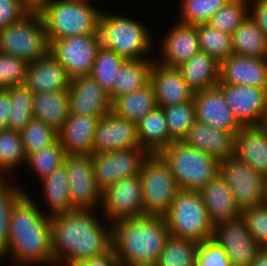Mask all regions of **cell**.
I'll return each instance as SVG.
<instances>
[{
    "instance_id": "obj_25",
    "label": "cell",
    "mask_w": 267,
    "mask_h": 266,
    "mask_svg": "<svg viewBox=\"0 0 267 266\" xmlns=\"http://www.w3.org/2000/svg\"><path fill=\"white\" fill-rule=\"evenodd\" d=\"M186 145L203 151L218 162L234 156V135L195 122L182 140Z\"/></svg>"
},
{
    "instance_id": "obj_35",
    "label": "cell",
    "mask_w": 267,
    "mask_h": 266,
    "mask_svg": "<svg viewBox=\"0 0 267 266\" xmlns=\"http://www.w3.org/2000/svg\"><path fill=\"white\" fill-rule=\"evenodd\" d=\"M231 43L233 54L267 58V37L250 16L233 32Z\"/></svg>"
},
{
    "instance_id": "obj_33",
    "label": "cell",
    "mask_w": 267,
    "mask_h": 266,
    "mask_svg": "<svg viewBox=\"0 0 267 266\" xmlns=\"http://www.w3.org/2000/svg\"><path fill=\"white\" fill-rule=\"evenodd\" d=\"M155 90L149 83L144 88L116 98L111 103V112L136 124L157 108Z\"/></svg>"
},
{
    "instance_id": "obj_8",
    "label": "cell",
    "mask_w": 267,
    "mask_h": 266,
    "mask_svg": "<svg viewBox=\"0 0 267 266\" xmlns=\"http://www.w3.org/2000/svg\"><path fill=\"white\" fill-rule=\"evenodd\" d=\"M144 216L164 217L179 191L169 165L159 154H148L140 170Z\"/></svg>"
},
{
    "instance_id": "obj_16",
    "label": "cell",
    "mask_w": 267,
    "mask_h": 266,
    "mask_svg": "<svg viewBox=\"0 0 267 266\" xmlns=\"http://www.w3.org/2000/svg\"><path fill=\"white\" fill-rule=\"evenodd\" d=\"M233 117L242 127L262 126L267 113V89L217 83Z\"/></svg>"
},
{
    "instance_id": "obj_20",
    "label": "cell",
    "mask_w": 267,
    "mask_h": 266,
    "mask_svg": "<svg viewBox=\"0 0 267 266\" xmlns=\"http://www.w3.org/2000/svg\"><path fill=\"white\" fill-rule=\"evenodd\" d=\"M70 113L104 116L111 112V100L91 75L71 79L69 88Z\"/></svg>"
},
{
    "instance_id": "obj_27",
    "label": "cell",
    "mask_w": 267,
    "mask_h": 266,
    "mask_svg": "<svg viewBox=\"0 0 267 266\" xmlns=\"http://www.w3.org/2000/svg\"><path fill=\"white\" fill-rule=\"evenodd\" d=\"M199 193L214 225L241 216L242 211L236 204L231 189L219 173Z\"/></svg>"
},
{
    "instance_id": "obj_11",
    "label": "cell",
    "mask_w": 267,
    "mask_h": 266,
    "mask_svg": "<svg viewBox=\"0 0 267 266\" xmlns=\"http://www.w3.org/2000/svg\"><path fill=\"white\" fill-rule=\"evenodd\" d=\"M100 215L111 225L144 216L140 174L117 181L102 193Z\"/></svg>"
},
{
    "instance_id": "obj_28",
    "label": "cell",
    "mask_w": 267,
    "mask_h": 266,
    "mask_svg": "<svg viewBox=\"0 0 267 266\" xmlns=\"http://www.w3.org/2000/svg\"><path fill=\"white\" fill-rule=\"evenodd\" d=\"M38 184H41L39 187H42L39 189L41 190L40 194L37 195L42 193L40 199L44 203L41 202L40 204L38 198L34 200L37 201L38 206L47 216L54 217L75 209L70 201L65 161ZM42 204L45 205L41 208Z\"/></svg>"
},
{
    "instance_id": "obj_50",
    "label": "cell",
    "mask_w": 267,
    "mask_h": 266,
    "mask_svg": "<svg viewBox=\"0 0 267 266\" xmlns=\"http://www.w3.org/2000/svg\"><path fill=\"white\" fill-rule=\"evenodd\" d=\"M249 16L267 37V0H249Z\"/></svg>"
},
{
    "instance_id": "obj_42",
    "label": "cell",
    "mask_w": 267,
    "mask_h": 266,
    "mask_svg": "<svg viewBox=\"0 0 267 266\" xmlns=\"http://www.w3.org/2000/svg\"><path fill=\"white\" fill-rule=\"evenodd\" d=\"M229 0H178L177 21L187 25L209 22L211 16Z\"/></svg>"
},
{
    "instance_id": "obj_12",
    "label": "cell",
    "mask_w": 267,
    "mask_h": 266,
    "mask_svg": "<svg viewBox=\"0 0 267 266\" xmlns=\"http://www.w3.org/2000/svg\"><path fill=\"white\" fill-rule=\"evenodd\" d=\"M100 47L99 35H78L51 40L49 53L58 60L72 79L91 74Z\"/></svg>"
},
{
    "instance_id": "obj_19",
    "label": "cell",
    "mask_w": 267,
    "mask_h": 266,
    "mask_svg": "<svg viewBox=\"0 0 267 266\" xmlns=\"http://www.w3.org/2000/svg\"><path fill=\"white\" fill-rule=\"evenodd\" d=\"M196 121L234 136L243 128L233 117L222 92L215 86L194 92Z\"/></svg>"
},
{
    "instance_id": "obj_47",
    "label": "cell",
    "mask_w": 267,
    "mask_h": 266,
    "mask_svg": "<svg viewBox=\"0 0 267 266\" xmlns=\"http://www.w3.org/2000/svg\"><path fill=\"white\" fill-rule=\"evenodd\" d=\"M27 67L23 59L0 52V89L24 84Z\"/></svg>"
},
{
    "instance_id": "obj_38",
    "label": "cell",
    "mask_w": 267,
    "mask_h": 266,
    "mask_svg": "<svg viewBox=\"0 0 267 266\" xmlns=\"http://www.w3.org/2000/svg\"><path fill=\"white\" fill-rule=\"evenodd\" d=\"M65 155L64 148L57 140L54 144L27 155L24 169L29 170L28 173L31 171L29 174L39 183L63 164Z\"/></svg>"
},
{
    "instance_id": "obj_37",
    "label": "cell",
    "mask_w": 267,
    "mask_h": 266,
    "mask_svg": "<svg viewBox=\"0 0 267 266\" xmlns=\"http://www.w3.org/2000/svg\"><path fill=\"white\" fill-rule=\"evenodd\" d=\"M199 243L169 235L165 241L157 266H195Z\"/></svg>"
},
{
    "instance_id": "obj_15",
    "label": "cell",
    "mask_w": 267,
    "mask_h": 266,
    "mask_svg": "<svg viewBox=\"0 0 267 266\" xmlns=\"http://www.w3.org/2000/svg\"><path fill=\"white\" fill-rule=\"evenodd\" d=\"M69 196L75 209L99 210L102 192L96 184L91 156L65 155Z\"/></svg>"
},
{
    "instance_id": "obj_14",
    "label": "cell",
    "mask_w": 267,
    "mask_h": 266,
    "mask_svg": "<svg viewBox=\"0 0 267 266\" xmlns=\"http://www.w3.org/2000/svg\"><path fill=\"white\" fill-rule=\"evenodd\" d=\"M212 239L225 250L232 266H250L261 252L242 216L215 224Z\"/></svg>"
},
{
    "instance_id": "obj_5",
    "label": "cell",
    "mask_w": 267,
    "mask_h": 266,
    "mask_svg": "<svg viewBox=\"0 0 267 266\" xmlns=\"http://www.w3.org/2000/svg\"><path fill=\"white\" fill-rule=\"evenodd\" d=\"M94 1L52 0L40 13L49 42L70 36L99 35L103 8Z\"/></svg>"
},
{
    "instance_id": "obj_17",
    "label": "cell",
    "mask_w": 267,
    "mask_h": 266,
    "mask_svg": "<svg viewBox=\"0 0 267 266\" xmlns=\"http://www.w3.org/2000/svg\"><path fill=\"white\" fill-rule=\"evenodd\" d=\"M174 21L168 30H164L165 34L155 40L159 46L157 48L155 45V50L158 49L155 60L164 66L178 68L200 49L196 25L180 23L176 19Z\"/></svg>"
},
{
    "instance_id": "obj_46",
    "label": "cell",
    "mask_w": 267,
    "mask_h": 266,
    "mask_svg": "<svg viewBox=\"0 0 267 266\" xmlns=\"http://www.w3.org/2000/svg\"><path fill=\"white\" fill-rule=\"evenodd\" d=\"M250 234L257 241L261 251H267V203L242 210Z\"/></svg>"
},
{
    "instance_id": "obj_6",
    "label": "cell",
    "mask_w": 267,
    "mask_h": 266,
    "mask_svg": "<svg viewBox=\"0 0 267 266\" xmlns=\"http://www.w3.org/2000/svg\"><path fill=\"white\" fill-rule=\"evenodd\" d=\"M159 155L169 165L179 190L200 191L219 172V162L183 141H174Z\"/></svg>"
},
{
    "instance_id": "obj_43",
    "label": "cell",
    "mask_w": 267,
    "mask_h": 266,
    "mask_svg": "<svg viewBox=\"0 0 267 266\" xmlns=\"http://www.w3.org/2000/svg\"><path fill=\"white\" fill-rule=\"evenodd\" d=\"M123 61V58L110 49L100 47L97 51L90 75L109 95L113 92V83L116 81L118 68Z\"/></svg>"
},
{
    "instance_id": "obj_45",
    "label": "cell",
    "mask_w": 267,
    "mask_h": 266,
    "mask_svg": "<svg viewBox=\"0 0 267 266\" xmlns=\"http://www.w3.org/2000/svg\"><path fill=\"white\" fill-rule=\"evenodd\" d=\"M20 134L26 156L40 151L58 140L56 130L34 118L20 131Z\"/></svg>"
},
{
    "instance_id": "obj_31",
    "label": "cell",
    "mask_w": 267,
    "mask_h": 266,
    "mask_svg": "<svg viewBox=\"0 0 267 266\" xmlns=\"http://www.w3.org/2000/svg\"><path fill=\"white\" fill-rule=\"evenodd\" d=\"M155 58L124 60L117 71L111 103L118 97L140 90L150 83V72Z\"/></svg>"
},
{
    "instance_id": "obj_13",
    "label": "cell",
    "mask_w": 267,
    "mask_h": 266,
    "mask_svg": "<svg viewBox=\"0 0 267 266\" xmlns=\"http://www.w3.org/2000/svg\"><path fill=\"white\" fill-rule=\"evenodd\" d=\"M147 156L148 153L142 148L92 154L98 189L103 193L117 181L139 175L142 162Z\"/></svg>"
},
{
    "instance_id": "obj_53",
    "label": "cell",
    "mask_w": 267,
    "mask_h": 266,
    "mask_svg": "<svg viewBox=\"0 0 267 266\" xmlns=\"http://www.w3.org/2000/svg\"><path fill=\"white\" fill-rule=\"evenodd\" d=\"M52 0H19L28 14H40Z\"/></svg>"
},
{
    "instance_id": "obj_49",
    "label": "cell",
    "mask_w": 267,
    "mask_h": 266,
    "mask_svg": "<svg viewBox=\"0 0 267 266\" xmlns=\"http://www.w3.org/2000/svg\"><path fill=\"white\" fill-rule=\"evenodd\" d=\"M27 14L19 0H0V29L19 22Z\"/></svg>"
},
{
    "instance_id": "obj_24",
    "label": "cell",
    "mask_w": 267,
    "mask_h": 266,
    "mask_svg": "<svg viewBox=\"0 0 267 266\" xmlns=\"http://www.w3.org/2000/svg\"><path fill=\"white\" fill-rule=\"evenodd\" d=\"M102 117L70 113L58 131V140L66 155H92L95 131Z\"/></svg>"
},
{
    "instance_id": "obj_54",
    "label": "cell",
    "mask_w": 267,
    "mask_h": 266,
    "mask_svg": "<svg viewBox=\"0 0 267 266\" xmlns=\"http://www.w3.org/2000/svg\"><path fill=\"white\" fill-rule=\"evenodd\" d=\"M250 266H267V251H261Z\"/></svg>"
},
{
    "instance_id": "obj_2",
    "label": "cell",
    "mask_w": 267,
    "mask_h": 266,
    "mask_svg": "<svg viewBox=\"0 0 267 266\" xmlns=\"http://www.w3.org/2000/svg\"><path fill=\"white\" fill-rule=\"evenodd\" d=\"M27 192L12 210L9 246L0 257V263L9 266H54L51 217L40 209L29 188Z\"/></svg>"
},
{
    "instance_id": "obj_4",
    "label": "cell",
    "mask_w": 267,
    "mask_h": 266,
    "mask_svg": "<svg viewBox=\"0 0 267 266\" xmlns=\"http://www.w3.org/2000/svg\"><path fill=\"white\" fill-rule=\"evenodd\" d=\"M104 8L105 6L101 13L98 30L101 47L116 52L124 60L155 58L156 35L146 25L148 23H143L146 21L137 18L138 15H136V20L133 15L128 16L122 11L118 13Z\"/></svg>"
},
{
    "instance_id": "obj_3",
    "label": "cell",
    "mask_w": 267,
    "mask_h": 266,
    "mask_svg": "<svg viewBox=\"0 0 267 266\" xmlns=\"http://www.w3.org/2000/svg\"><path fill=\"white\" fill-rule=\"evenodd\" d=\"M169 235L164 217L143 216L112 224L113 250L120 266L156 264Z\"/></svg>"
},
{
    "instance_id": "obj_55",
    "label": "cell",
    "mask_w": 267,
    "mask_h": 266,
    "mask_svg": "<svg viewBox=\"0 0 267 266\" xmlns=\"http://www.w3.org/2000/svg\"><path fill=\"white\" fill-rule=\"evenodd\" d=\"M126 266H157V265L154 263H141V264L126 265Z\"/></svg>"
},
{
    "instance_id": "obj_39",
    "label": "cell",
    "mask_w": 267,
    "mask_h": 266,
    "mask_svg": "<svg viewBox=\"0 0 267 266\" xmlns=\"http://www.w3.org/2000/svg\"><path fill=\"white\" fill-rule=\"evenodd\" d=\"M10 97L8 129L20 132L33 119V93L19 84L6 89Z\"/></svg>"
},
{
    "instance_id": "obj_22",
    "label": "cell",
    "mask_w": 267,
    "mask_h": 266,
    "mask_svg": "<svg viewBox=\"0 0 267 266\" xmlns=\"http://www.w3.org/2000/svg\"><path fill=\"white\" fill-rule=\"evenodd\" d=\"M156 103L159 108L181 104L193 99L194 91L187 85L178 68L160 64L154 59L150 72Z\"/></svg>"
},
{
    "instance_id": "obj_29",
    "label": "cell",
    "mask_w": 267,
    "mask_h": 266,
    "mask_svg": "<svg viewBox=\"0 0 267 266\" xmlns=\"http://www.w3.org/2000/svg\"><path fill=\"white\" fill-rule=\"evenodd\" d=\"M70 115L69 93L52 91L33 94V117L57 132Z\"/></svg>"
},
{
    "instance_id": "obj_30",
    "label": "cell",
    "mask_w": 267,
    "mask_h": 266,
    "mask_svg": "<svg viewBox=\"0 0 267 266\" xmlns=\"http://www.w3.org/2000/svg\"><path fill=\"white\" fill-rule=\"evenodd\" d=\"M219 68L220 63L202 51L178 67L182 78L194 92L215 87L219 81Z\"/></svg>"
},
{
    "instance_id": "obj_32",
    "label": "cell",
    "mask_w": 267,
    "mask_h": 266,
    "mask_svg": "<svg viewBox=\"0 0 267 266\" xmlns=\"http://www.w3.org/2000/svg\"><path fill=\"white\" fill-rule=\"evenodd\" d=\"M142 149L148 154H159L170 145V133L162 108L147 113L137 124Z\"/></svg>"
},
{
    "instance_id": "obj_26",
    "label": "cell",
    "mask_w": 267,
    "mask_h": 266,
    "mask_svg": "<svg viewBox=\"0 0 267 266\" xmlns=\"http://www.w3.org/2000/svg\"><path fill=\"white\" fill-rule=\"evenodd\" d=\"M234 156L267 177V130L243 127L234 136Z\"/></svg>"
},
{
    "instance_id": "obj_41",
    "label": "cell",
    "mask_w": 267,
    "mask_h": 266,
    "mask_svg": "<svg viewBox=\"0 0 267 266\" xmlns=\"http://www.w3.org/2000/svg\"><path fill=\"white\" fill-rule=\"evenodd\" d=\"M199 49L214 57L219 63L232 53V35L219 31L209 24L196 25Z\"/></svg>"
},
{
    "instance_id": "obj_57",
    "label": "cell",
    "mask_w": 267,
    "mask_h": 266,
    "mask_svg": "<svg viewBox=\"0 0 267 266\" xmlns=\"http://www.w3.org/2000/svg\"><path fill=\"white\" fill-rule=\"evenodd\" d=\"M265 203H267V184H266V195H265Z\"/></svg>"
},
{
    "instance_id": "obj_52",
    "label": "cell",
    "mask_w": 267,
    "mask_h": 266,
    "mask_svg": "<svg viewBox=\"0 0 267 266\" xmlns=\"http://www.w3.org/2000/svg\"><path fill=\"white\" fill-rule=\"evenodd\" d=\"M10 110L9 92L6 89H0V130L8 129Z\"/></svg>"
},
{
    "instance_id": "obj_18",
    "label": "cell",
    "mask_w": 267,
    "mask_h": 266,
    "mask_svg": "<svg viewBox=\"0 0 267 266\" xmlns=\"http://www.w3.org/2000/svg\"><path fill=\"white\" fill-rule=\"evenodd\" d=\"M132 148H142L136 123L113 112L104 115L95 131L92 154Z\"/></svg>"
},
{
    "instance_id": "obj_56",
    "label": "cell",
    "mask_w": 267,
    "mask_h": 266,
    "mask_svg": "<svg viewBox=\"0 0 267 266\" xmlns=\"http://www.w3.org/2000/svg\"><path fill=\"white\" fill-rule=\"evenodd\" d=\"M262 126L267 130V113H266V116H265V119H264Z\"/></svg>"
},
{
    "instance_id": "obj_10",
    "label": "cell",
    "mask_w": 267,
    "mask_h": 266,
    "mask_svg": "<svg viewBox=\"0 0 267 266\" xmlns=\"http://www.w3.org/2000/svg\"><path fill=\"white\" fill-rule=\"evenodd\" d=\"M219 174L226 180L238 207L265 203L267 177L235 156L219 161Z\"/></svg>"
},
{
    "instance_id": "obj_7",
    "label": "cell",
    "mask_w": 267,
    "mask_h": 266,
    "mask_svg": "<svg viewBox=\"0 0 267 266\" xmlns=\"http://www.w3.org/2000/svg\"><path fill=\"white\" fill-rule=\"evenodd\" d=\"M164 219L172 236L197 243L212 239L214 224L199 191L179 190Z\"/></svg>"
},
{
    "instance_id": "obj_51",
    "label": "cell",
    "mask_w": 267,
    "mask_h": 266,
    "mask_svg": "<svg viewBox=\"0 0 267 266\" xmlns=\"http://www.w3.org/2000/svg\"><path fill=\"white\" fill-rule=\"evenodd\" d=\"M68 266H120V263L115 251L112 249L102 256L86 259Z\"/></svg>"
},
{
    "instance_id": "obj_9",
    "label": "cell",
    "mask_w": 267,
    "mask_h": 266,
    "mask_svg": "<svg viewBox=\"0 0 267 266\" xmlns=\"http://www.w3.org/2000/svg\"><path fill=\"white\" fill-rule=\"evenodd\" d=\"M50 42L40 14H27L19 22L0 29V52L27 63L49 53Z\"/></svg>"
},
{
    "instance_id": "obj_48",
    "label": "cell",
    "mask_w": 267,
    "mask_h": 266,
    "mask_svg": "<svg viewBox=\"0 0 267 266\" xmlns=\"http://www.w3.org/2000/svg\"><path fill=\"white\" fill-rule=\"evenodd\" d=\"M195 266H232L225 250L213 239L199 243Z\"/></svg>"
},
{
    "instance_id": "obj_21",
    "label": "cell",
    "mask_w": 267,
    "mask_h": 266,
    "mask_svg": "<svg viewBox=\"0 0 267 266\" xmlns=\"http://www.w3.org/2000/svg\"><path fill=\"white\" fill-rule=\"evenodd\" d=\"M218 83L267 89V58L229 55L220 62Z\"/></svg>"
},
{
    "instance_id": "obj_34",
    "label": "cell",
    "mask_w": 267,
    "mask_h": 266,
    "mask_svg": "<svg viewBox=\"0 0 267 266\" xmlns=\"http://www.w3.org/2000/svg\"><path fill=\"white\" fill-rule=\"evenodd\" d=\"M25 162L26 154L20 132L11 129L0 130V178L19 180L17 173L23 172Z\"/></svg>"
},
{
    "instance_id": "obj_23",
    "label": "cell",
    "mask_w": 267,
    "mask_h": 266,
    "mask_svg": "<svg viewBox=\"0 0 267 266\" xmlns=\"http://www.w3.org/2000/svg\"><path fill=\"white\" fill-rule=\"evenodd\" d=\"M71 78L51 54L28 63L24 85L33 93L67 91Z\"/></svg>"
},
{
    "instance_id": "obj_36",
    "label": "cell",
    "mask_w": 267,
    "mask_h": 266,
    "mask_svg": "<svg viewBox=\"0 0 267 266\" xmlns=\"http://www.w3.org/2000/svg\"><path fill=\"white\" fill-rule=\"evenodd\" d=\"M16 179L0 178V257L8 250L9 222L16 203L27 193ZM22 186V187H21Z\"/></svg>"
},
{
    "instance_id": "obj_40",
    "label": "cell",
    "mask_w": 267,
    "mask_h": 266,
    "mask_svg": "<svg viewBox=\"0 0 267 266\" xmlns=\"http://www.w3.org/2000/svg\"><path fill=\"white\" fill-rule=\"evenodd\" d=\"M162 109L170 133V144L174 141H182L186 137L189 129L196 122L193 99L181 104L165 106Z\"/></svg>"
},
{
    "instance_id": "obj_1",
    "label": "cell",
    "mask_w": 267,
    "mask_h": 266,
    "mask_svg": "<svg viewBox=\"0 0 267 266\" xmlns=\"http://www.w3.org/2000/svg\"><path fill=\"white\" fill-rule=\"evenodd\" d=\"M99 214V210L74 209L51 217L54 266H68L113 249L112 225Z\"/></svg>"
},
{
    "instance_id": "obj_44",
    "label": "cell",
    "mask_w": 267,
    "mask_h": 266,
    "mask_svg": "<svg viewBox=\"0 0 267 266\" xmlns=\"http://www.w3.org/2000/svg\"><path fill=\"white\" fill-rule=\"evenodd\" d=\"M249 16V0H229L207 24L230 35Z\"/></svg>"
}]
</instances>
